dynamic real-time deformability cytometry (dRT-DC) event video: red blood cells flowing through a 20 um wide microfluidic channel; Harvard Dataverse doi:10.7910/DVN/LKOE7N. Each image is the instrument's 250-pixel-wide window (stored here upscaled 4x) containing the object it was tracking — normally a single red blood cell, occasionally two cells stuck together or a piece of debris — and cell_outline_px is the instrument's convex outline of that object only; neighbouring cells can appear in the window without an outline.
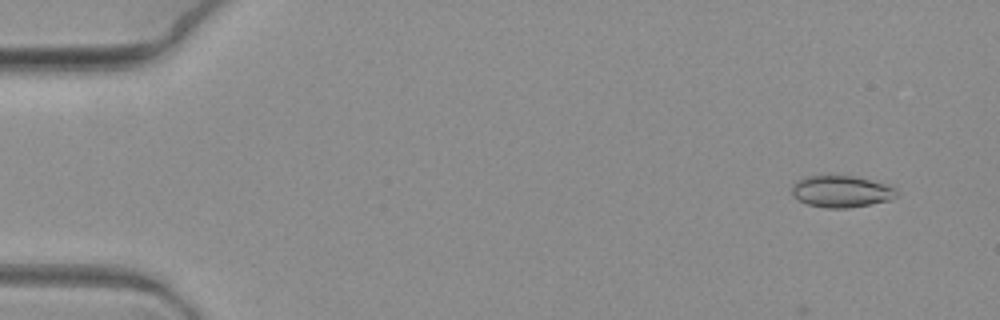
{"species": "common noctule bat (a hibernating species)", "species_latin": "Nyctalus noctula", "temperature_condition": "warm", "stored_images_in_passage": 4, "camera_frame_rate_fps": 3000, "um_per_image_px": 0.085, "animal": {"sex": "female", "body_mass_g": 19.3, "forearm_length_mm": 54.1}, "frame": {"image": 1, "passage_image": 2, "time_ms": 0.333, "image_size_px": [1000, 320], "cell_outline_px": [[896, 196], [892, 200], [848, 208], [824, 208], [808, 204], [796, 200], [792, 196], [792, 184], [800, 180], [812, 176], [852, 176], [888, 184], [896, 188]], "centroid_in_image_um": [71.52, 16.29], "position_along_channel_um": 13.5, "area_um2": 19.31}}